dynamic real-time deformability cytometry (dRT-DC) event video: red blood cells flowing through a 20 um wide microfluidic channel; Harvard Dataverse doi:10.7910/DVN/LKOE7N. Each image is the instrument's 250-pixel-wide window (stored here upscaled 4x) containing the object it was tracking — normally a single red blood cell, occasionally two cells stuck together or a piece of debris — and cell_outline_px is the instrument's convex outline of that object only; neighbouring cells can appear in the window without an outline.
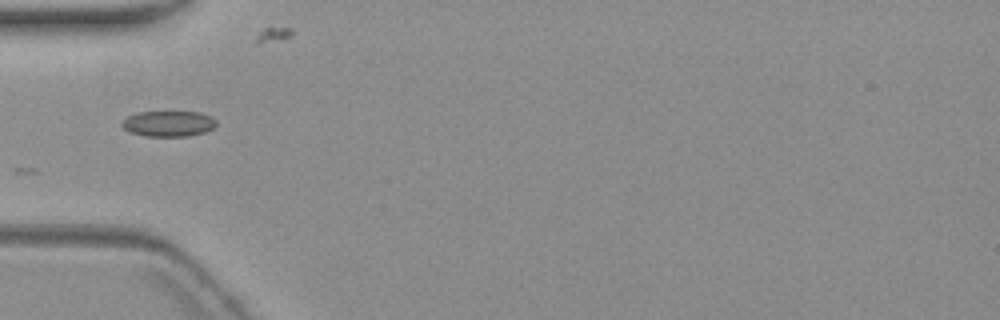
{"species": "common noctule bat (a hibernating species)", "species_latin": "Nyctalus noctula", "temperature_condition": "warm", "stored_images_in_passage": 3, "camera_frame_rate_fps": 3000, "um_per_image_px": 0.085, "animal": {"sex": "female", "body_mass_g": 19.3, "forearm_length_mm": 54.1}, "frame": {"image": 1, "passage_image": 3, "time_ms": 2.333, "image_size_px": [1000, 320], "cell_outline_px": [[216, 124], [212, 128], [204, 132], [188, 136], [144, 136], [132, 132], [124, 128], [120, 124], [128, 116], [136, 112], [200, 112], [216, 120]], "centroid_in_image_um": [14.3, 10.51], "position_along_channel_um": 70.7, "area_um2": 13.93}}